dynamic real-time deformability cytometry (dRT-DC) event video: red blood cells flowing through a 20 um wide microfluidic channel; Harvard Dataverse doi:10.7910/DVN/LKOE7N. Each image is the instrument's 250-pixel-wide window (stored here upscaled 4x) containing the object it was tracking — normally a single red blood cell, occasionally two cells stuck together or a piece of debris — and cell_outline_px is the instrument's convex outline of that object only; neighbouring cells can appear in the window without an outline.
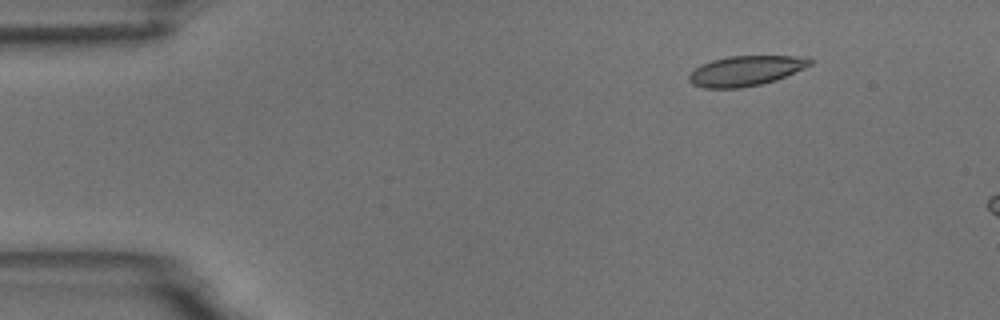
{"species": "common noctule bat (a hibernating species)", "species_latin": "Nyctalus noctula", "temperature_condition": "room temperature", "stored_images_in_passage": 4, "camera_frame_rate_fps": 3000, "um_per_image_px": 0.085, "animal": {"sex": "male", "body_mass_g": 18.8}, "frame": {"image": 1, "passage_image": 1, "time_ms": 0.0, "image_size_px": [1000, 320], "cell_outline_px": [[816, 60], [812, 64], [804, 68], [776, 80], [760, 84], [740, 88], [704, 88], [692, 84], [688, 80], [688, 76], [696, 68], [712, 60], [728, 56], [808, 56]], "centroid_in_image_um": [63.44, 6.01], "position_along_channel_um": 21.6, "area_um2": 21.21}}